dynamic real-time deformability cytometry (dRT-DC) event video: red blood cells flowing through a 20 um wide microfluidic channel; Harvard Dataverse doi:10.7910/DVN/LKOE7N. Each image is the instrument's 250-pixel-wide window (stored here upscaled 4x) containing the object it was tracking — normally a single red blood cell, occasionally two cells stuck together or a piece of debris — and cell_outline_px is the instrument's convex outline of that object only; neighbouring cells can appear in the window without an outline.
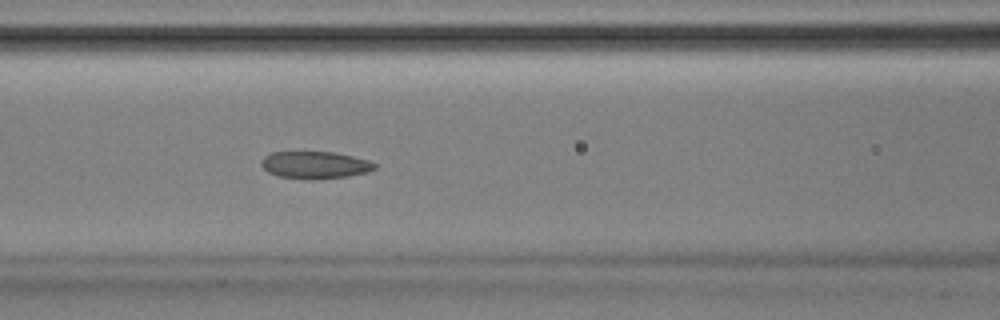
{"species": "Egyptian fruit bat (a non-hibernating species)", "species_latin": "Rousettus aegyptiacus", "temperature_condition": "room temperature", "stored_images_in_passage": 23, "camera_frame_rate_fps": 3000, "um_per_image_px": 0.085, "animal": {"sex": "male"}, "frame": {"image": 1, "passage_image": 23, "time_ms": 7.333, "image_size_px": [1000, 320], "cell_outline_px": [[376, 168], [368, 172], [348, 176], [312, 180], [308, 180], [280, 176], [268, 172], [260, 164], [260, 160], [264, 156], [272, 152], [332, 152], [352, 156], [368, 160], [376, 164]], "centroid_in_image_um": [26.76, 14.03], "position_along_channel_um": 139.8, "area_um2": 18.03}}